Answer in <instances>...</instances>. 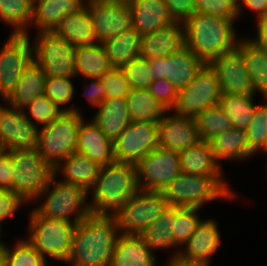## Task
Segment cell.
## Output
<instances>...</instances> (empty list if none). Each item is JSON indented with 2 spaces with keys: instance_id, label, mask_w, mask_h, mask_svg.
<instances>
[{
  "instance_id": "cell-1",
  "label": "cell",
  "mask_w": 267,
  "mask_h": 266,
  "mask_svg": "<svg viewBox=\"0 0 267 266\" xmlns=\"http://www.w3.org/2000/svg\"><path fill=\"white\" fill-rule=\"evenodd\" d=\"M118 231L114 214H89L75 226L66 261L73 266H110Z\"/></svg>"
},
{
  "instance_id": "cell-2",
  "label": "cell",
  "mask_w": 267,
  "mask_h": 266,
  "mask_svg": "<svg viewBox=\"0 0 267 266\" xmlns=\"http://www.w3.org/2000/svg\"><path fill=\"white\" fill-rule=\"evenodd\" d=\"M234 19L195 13L185 23V46L206 65L237 45Z\"/></svg>"
},
{
  "instance_id": "cell-3",
  "label": "cell",
  "mask_w": 267,
  "mask_h": 266,
  "mask_svg": "<svg viewBox=\"0 0 267 266\" xmlns=\"http://www.w3.org/2000/svg\"><path fill=\"white\" fill-rule=\"evenodd\" d=\"M136 165L118 162L100 167L94 184L91 214H115L138 191Z\"/></svg>"
},
{
  "instance_id": "cell-4",
  "label": "cell",
  "mask_w": 267,
  "mask_h": 266,
  "mask_svg": "<svg viewBox=\"0 0 267 266\" xmlns=\"http://www.w3.org/2000/svg\"><path fill=\"white\" fill-rule=\"evenodd\" d=\"M10 162L13 191L25 201L46 194L51 183H56L54 169L36 149L11 150Z\"/></svg>"
},
{
  "instance_id": "cell-5",
  "label": "cell",
  "mask_w": 267,
  "mask_h": 266,
  "mask_svg": "<svg viewBox=\"0 0 267 266\" xmlns=\"http://www.w3.org/2000/svg\"><path fill=\"white\" fill-rule=\"evenodd\" d=\"M82 121L80 113L64 112L38 131L36 150L53 169L76 151Z\"/></svg>"
},
{
  "instance_id": "cell-6",
  "label": "cell",
  "mask_w": 267,
  "mask_h": 266,
  "mask_svg": "<svg viewBox=\"0 0 267 266\" xmlns=\"http://www.w3.org/2000/svg\"><path fill=\"white\" fill-rule=\"evenodd\" d=\"M221 176L189 175L181 172L163 190L167 205L196 207L209 200L232 197Z\"/></svg>"
},
{
  "instance_id": "cell-7",
  "label": "cell",
  "mask_w": 267,
  "mask_h": 266,
  "mask_svg": "<svg viewBox=\"0 0 267 266\" xmlns=\"http://www.w3.org/2000/svg\"><path fill=\"white\" fill-rule=\"evenodd\" d=\"M167 207L163 191L138 189L114 214L122 235H140Z\"/></svg>"
},
{
  "instance_id": "cell-8",
  "label": "cell",
  "mask_w": 267,
  "mask_h": 266,
  "mask_svg": "<svg viewBox=\"0 0 267 266\" xmlns=\"http://www.w3.org/2000/svg\"><path fill=\"white\" fill-rule=\"evenodd\" d=\"M31 235L29 242L45 258L49 255L66 261L70 255L72 236L77 223L52 219L39 215L35 210L30 215Z\"/></svg>"
},
{
  "instance_id": "cell-9",
  "label": "cell",
  "mask_w": 267,
  "mask_h": 266,
  "mask_svg": "<svg viewBox=\"0 0 267 266\" xmlns=\"http://www.w3.org/2000/svg\"><path fill=\"white\" fill-rule=\"evenodd\" d=\"M223 96L218 76L209 65H204L193 81L179 90L175 113L196 117L208 108L219 105Z\"/></svg>"
},
{
  "instance_id": "cell-10",
  "label": "cell",
  "mask_w": 267,
  "mask_h": 266,
  "mask_svg": "<svg viewBox=\"0 0 267 266\" xmlns=\"http://www.w3.org/2000/svg\"><path fill=\"white\" fill-rule=\"evenodd\" d=\"M35 40L33 59L47 76L71 78L75 76L76 46L69 44L54 32H40Z\"/></svg>"
},
{
  "instance_id": "cell-11",
  "label": "cell",
  "mask_w": 267,
  "mask_h": 266,
  "mask_svg": "<svg viewBox=\"0 0 267 266\" xmlns=\"http://www.w3.org/2000/svg\"><path fill=\"white\" fill-rule=\"evenodd\" d=\"M135 165L138 188L145 190L163 191L181 173L179 152L159 146Z\"/></svg>"
},
{
  "instance_id": "cell-12",
  "label": "cell",
  "mask_w": 267,
  "mask_h": 266,
  "mask_svg": "<svg viewBox=\"0 0 267 266\" xmlns=\"http://www.w3.org/2000/svg\"><path fill=\"white\" fill-rule=\"evenodd\" d=\"M87 194L88 192L80 186L58 181L46 201L35 211L43 217L69 222V215L75 214L73 223H78L91 214L89 206L84 205Z\"/></svg>"
},
{
  "instance_id": "cell-13",
  "label": "cell",
  "mask_w": 267,
  "mask_h": 266,
  "mask_svg": "<svg viewBox=\"0 0 267 266\" xmlns=\"http://www.w3.org/2000/svg\"><path fill=\"white\" fill-rule=\"evenodd\" d=\"M87 11L91 18L97 43L132 28V14L128 0H90Z\"/></svg>"
},
{
  "instance_id": "cell-14",
  "label": "cell",
  "mask_w": 267,
  "mask_h": 266,
  "mask_svg": "<svg viewBox=\"0 0 267 266\" xmlns=\"http://www.w3.org/2000/svg\"><path fill=\"white\" fill-rule=\"evenodd\" d=\"M113 145L116 161L136 164L159 146L158 123L131 122Z\"/></svg>"
},
{
  "instance_id": "cell-15",
  "label": "cell",
  "mask_w": 267,
  "mask_h": 266,
  "mask_svg": "<svg viewBox=\"0 0 267 266\" xmlns=\"http://www.w3.org/2000/svg\"><path fill=\"white\" fill-rule=\"evenodd\" d=\"M26 34H12L0 52V94L4 100L13 92L24 68L33 59Z\"/></svg>"
},
{
  "instance_id": "cell-16",
  "label": "cell",
  "mask_w": 267,
  "mask_h": 266,
  "mask_svg": "<svg viewBox=\"0 0 267 266\" xmlns=\"http://www.w3.org/2000/svg\"><path fill=\"white\" fill-rule=\"evenodd\" d=\"M153 80L166 78L179 91L187 87L205 65L186 46L167 57L149 60Z\"/></svg>"
},
{
  "instance_id": "cell-17",
  "label": "cell",
  "mask_w": 267,
  "mask_h": 266,
  "mask_svg": "<svg viewBox=\"0 0 267 266\" xmlns=\"http://www.w3.org/2000/svg\"><path fill=\"white\" fill-rule=\"evenodd\" d=\"M11 108L0 106V145L5 151L36 149V124L21 109Z\"/></svg>"
},
{
  "instance_id": "cell-18",
  "label": "cell",
  "mask_w": 267,
  "mask_h": 266,
  "mask_svg": "<svg viewBox=\"0 0 267 266\" xmlns=\"http://www.w3.org/2000/svg\"><path fill=\"white\" fill-rule=\"evenodd\" d=\"M209 66L218 76L223 95H254L251 77L237 47L216 57Z\"/></svg>"
},
{
  "instance_id": "cell-19",
  "label": "cell",
  "mask_w": 267,
  "mask_h": 266,
  "mask_svg": "<svg viewBox=\"0 0 267 266\" xmlns=\"http://www.w3.org/2000/svg\"><path fill=\"white\" fill-rule=\"evenodd\" d=\"M158 127L159 147L165 149L181 152L201 141L194 117L176 113L173 116H164L158 122Z\"/></svg>"
},
{
  "instance_id": "cell-20",
  "label": "cell",
  "mask_w": 267,
  "mask_h": 266,
  "mask_svg": "<svg viewBox=\"0 0 267 266\" xmlns=\"http://www.w3.org/2000/svg\"><path fill=\"white\" fill-rule=\"evenodd\" d=\"M174 21L152 33L141 36L139 56L147 60L167 57L185 46L184 23Z\"/></svg>"
},
{
  "instance_id": "cell-21",
  "label": "cell",
  "mask_w": 267,
  "mask_h": 266,
  "mask_svg": "<svg viewBox=\"0 0 267 266\" xmlns=\"http://www.w3.org/2000/svg\"><path fill=\"white\" fill-rule=\"evenodd\" d=\"M128 2L132 14V27L141 36L174 22L165 0H128Z\"/></svg>"
},
{
  "instance_id": "cell-22",
  "label": "cell",
  "mask_w": 267,
  "mask_h": 266,
  "mask_svg": "<svg viewBox=\"0 0 267 266\" xmlns=\"http://www.w3.org/2000/svg\"><path fill=\"white\" fill-rule=\"evenodd\" d=\"M76 151L86 155L100 166L116 161L113 141L107 138L92 121L87 124L81 122Z\"/></svg>"
},
{
  "instance_id": "cell-23",
  "label": "cell",
  "mask_w": 267,
  "mask_h": 266,
  "mask_svg": "<svg viewBox=\"0 0 267 266\" xmlns=\"http://www.w3.org/2000/svg\"><path fill=\"white\" fill-rule=\"evenodd\" d=\"M216 222L213 220L201 221L195 232L187 240L186 251H181L178 255L184 260L193 261L203 265H208L210 255L217 251L220 245V233Z\"/></svg>"
},
{
  "instance_id": "cell-24",
  "label": "cell",
  "mask_w": 267,
  "mask_h": 266,
  "mask_svg": "<svg viewBox=\"0 0 267 266\" xmlns=\"http://www.w3.org/2000/svg\"><path fill=\"white\" fill-rule=\"evenodd\" d=\"M46 79L47 75L44 70L32 59L24 68L15 89L5 100L13 108H26L37 97L44 95Z\"/></svg>"
},
{
  "instance_id": "cell-25",
  "label": "cell",
  "mask_w": 267,
  "mask_h": 266,
  "mask_svg": "<svg viewBox=\"0 0 267 266\" xmlns=\"http://www.w3.org/2000/svg\"><path fill=\"white\" fill-rule=\"evenodd\" d=\"M110 266H155V259L139 235L119 234Z\"/></svg>"
},
{
  "instance_id": "cell-26",
  "label": "cell",
  "mask_w": 267,
  "mask_h": 266,
  "mask_svg": "<svg viewBox=\"0 0 267 266\" xmlns=\"http://www.w3.org/2000/svg\"><path fill=\"white\" fill-rule=\"evenodd\" d=\"M98 107L99 110L92 122L114 142L131 123L127 101L124 98L105 99Z\"/></svg>"
},
{
  "instance_id": "cell-27",
  "label": "cell",
  "mask_w": 267,
  "mask_h": 266,
  "mask_svg": "<svg viewBox=\"0 0 267 266\" xmlns=\"http://www.w3.org/2000/svg\"><path fill=\"white\" fill-rule=\"evenodd\" d=\"M84 6L83 0H34L33 20L40 32H53L65 15Z\"/></svg>"
},
{
  "instance_id": "cell-28",
  "label": "cell",
  "mask_w": 267,
  "mask_h": 266,
  "mask_svg": "<svg viewBox=\"0 0 267 266\" xmlns=\"http://www.w3.org/2000/svg\"><path fill=\"white\" fill-rule=\"evenodd\" d=\"M53 32L76 47L97 43L86 5L76 13L65 15Z\"/></svg>"
},
{
  "instance_id": "cell-29",
  "label": "cell",
  "mask_w": 267,
  "mask_h": 266,
  "mask_svg": "<svg viewBox=\"0 0 267 266\" xmlns=\"http://www.w3.org/2000/svg\"><path fill=\"white\" fill-rule=\"evenodd\" d=\"M179 160L183 173L201 176L221 175L210 141H200L198 144L179 152Z\"/></svg>"
},
{
  "instance_id": "cell-30",
  "label": "cell",
  "mask_w": 267,
  "mask_h": 266,
  "mask_svg": "<svg viewBox=\"0 0 267 266\" xmlns=\"http://www.w3.org/2000/svg\"><path fill=\"white\" fill-rule=\"evenodd\" d=\"M100 167L98 163L90 160L86 155L75 151L64 160L61 167L57 166L54 169V174L56 175L57 170L62 168L66 177L63 182L80 186L88 192L95 184Z\"/></svg>"
},
{
  "instance_id": "cell-31",
  "label": "cell",
  "mask_w": 267,
  "mask_h": 266,
  "mask_svg": "<svg viewBox=\"0 0 267 266\" xmlns=\"http://www.w3.org/2000/svg\"><path fill=\"white\" fill-rule=\"evenodd\" d=\"M112 65L103 44L77 46L75 50V73L86 77L102 78Z\"/></svg>"
},
{
  "instance_id": "cell-32",
  "label": "cell",
  "mask_w": 267,
  "mask_h": 266,
  "mask_svg": "<svg viewBox=\"0 0 267 266\" xmlns=\"http://www.w3.org/2000/svg\"><path fill=\"white\" fill-rule=\"evenodd\" d=\"M216 161L219 159H243L254 152L250 149L247 131L233 127L217 134L211 141Z\"/></svg>"
},
{
  "instance_id": "cell-33",
  "label": "cell",
  "mask_w": 267,
  "mask_h": 266,
  "mask_svg": "<svg viewBox=\"0 0 267 266\" xmlns=\"http://www.w3.org/2000/svg\"><path fill=\"white\" fill-rule=\"evenodd\" d=\"M141 35L132 27L103 43L112 67L122 68L140 53Z\"/></svg>"
},
{
  "instance_id": "cell-34",
  "label": "cell",
  "mask_w": 267,
  "mask_h": 266,
  "mask_svg": "<svg viewBox=\"0 0 267 266\" xmlns=\"http://www.w3.org/2000/svg\"><path fill=\"white\" fill-rule=\"evenodd\" d=\"M126 101L131 122L158 123L164 117L162 114L169 110L148 89H130Z\"/></svg>"
},
{
  "instance_id": "cell-35",
  "label": "cell",
  "mask_w": 267,
  "mask_h": 266,
  "mask_svg": "<svg viewBox=\"0 0 267 266\" xmlns=\"http://www.w3.org/2000/svg\"><path fill=\"white\" fill-rule=\"evenodd\" d=\"M236 47L242 52L254 93L258 90L267 98V53L249 40L238 41Z\"/></svg>"
},
{
  "instance_id": "cell-36",
  "label": "cell",
  "mask_w": 267,
  "mask_h": 266,
  "mask_svg": "<svg viewBox=\"0 0 267 266\" xmlns=\"http://www.w3.org/2000/svg\"><path fill=\"white\" fill-rule=\"evenodd\" d=\"M176 221V206L167 205L161 215L139 236L150 250L176 245L173 238V225Z\"/></svg>"
},
{
  "instance_id": "cell-37",
  "label": "cell",
  "mask_w": 267,
  "mask_h": 266,
  "mask_svg": "<svg viewBox=\"0 0 267 266\" xmlns=\"http://www.w3.org/2000/svg\"><path fill=\"white\" fill-rule=\"evenodd\" d=\"M253 95L224 94L219 105L231 119L233 127L247 130L254 118L256 105L252 102Z\"/></svg>"
},
{
  "instance_id": "cell-38",
  "label": "cell",
  "mask_w": 267,
  "mask_h": 266,
  "mask_svg": "<svg viewBox=\"0 0 267 266\" xmlns=\"http://www.w3.org/2000/svg\"><path fill=\"white\" fill-rule=\"evenodd\" d=\"M195 121L201 141H211L217 134L233 128L231 119L220 105L198 114Z\"/></svg>"
},
{
  "instance_id": "cell-39",
  "label": "cell",
  "mask_w": 267,
  "mask_h": 266,
  "mask_svg": "<svg viewBox=\"0 0 267 266\" xmlns=\"http://www.w3.org/2000/svg\"><path fill=\"white\" fill-rule=\"evenodd\" d=\"M34 0H0V17L14 26L12 34H26L25 27L33 20Z\"/></svg>"
},
{
  "instance_id": "cell-40",
  "label": "cell",
  "mask_w": 267,
  "mask_h": 266,
  "mask_svg": "<svg viewBox=\"0 0 267 266\" xmlns=\"http://www.w3.org/2000/svg\"><path fill=\"white\" fill-rule=\"evenodd\" d=\"M198 209L176 206V221L173 225V238L176 245L185 244L201 223L196 215Z\"/></svg>"
},
{
  "instance_id": "cell-41",
  "label": "cell",
  "mask_w": 267,
  "mask_h": 266,
  "mask_svg": "<svg viewBox=\"0 0 267 266\" xmlns=\"http://www.w3.org/2000/svg\"><path fill=\"white\" fill-rule=\"evenodd\" d=\"M45 261L28 240L19 241L12 251L6 247V266H46Z\"/></svg>"
},
{
  "instance_id": "cell-42",
  "label": "cell",
  "mask_w": 267,
  "mask_h": 266,
  "mask_svg": "<svg viewBox=\"0 0 267 266\" xmlns=\"http://www.w3.org/2000/svg\"><path fill=\"white\" fill-rule=\"evenodd\" d=\"M131 89H148L153 81L149 60L138 56L122 67Z\"/></svg>"
},
{
  "instance_id": "cell-43",
  "label": "cell",
  "mask_w": 267,
  "mask_h": 266,
  "mask_svg": "<svg viewBox=\"0 0 267 266\" xmlns=\"http://www.w3.org/2000/svg\"><path fill=\"white\" fill-rule=\"evenodd\" d=\"M241 12L238 0H196L195 13L235 19Z\"/></svg>"
},
{
  "instance_id": "cell-44",
  "label": "cell",
  "mask_w": 267,
  "mask_h": 266,
  "mask_svg": "<svg viewBox=\"0 0 267 266\" xmlns=\"http://www.w3.org/2000/svg\"><path fill=\"white\" fill-rule=\"evenodd\" d=\"M26 107L29 108V111L31 112L33 118L42 125L49 124L64 112L79 113V111L75 108L62 109L60 107L59 109V107L46 95L37 97Z\"/></svg>"
},
{
  "instance_id": "cell-45",
  "label": "cell",
  "mask_w": 267,
  "mask_h": 266,
  "mask_svg": "<svg viewBox=\"0 0 267 266\" xmlns=\"http://www.w3.org/2000/svg\"><path fill=\"white\" fill-rule=\"evenodd\" d=\"M246 131L250 149L254 153L265 147L267 142V104L256 105L254 118Z\"/></svg>"
},
{
  "instance_id": "cell-46",
  "label": "cell",
  "mask_w": 267,
  "mask_h": 266,
  "mask_svg": "<svg viewBox=\"0 0 267 266\" xmlns=\"http://www.w3.org/2000/svg\"><path fill=\"white\" fill-rule=\"evenodd\" d=\"M100 80L105 88V99H126L130 92L131 88L122 68L112 67Z\"/></svg>"
},
{
  "instance_id": "cell-47",
  "label": "cell",
  "mask_w": 267,
  "mask_h": 266,
  "mask_svg": "<svg viewBox=\"0 0 267 266\" xmlns=\"http://www.w3.org/2000/svg\"><path fill=\"white\" fill-rule=\"evenodd\" d=\"M74 87L68 77L47 76L44 95L58 107L68 103L73 97Z\"/></svg>"
},
{
  "instance_id": "cell-48",
  "label": "cell",
  "mask_w": 267,
  "mask_h": 266,
  "mask_svg": "<svg viewBox=\"0 0 267 266\" xmlns=\"http://www.w3.org/2000/svg\"><path fill=\"white\" fill-rule=\"evenodd\" d=\"M154 98L160 101L169 110L176 104L179 91L166 78L153 80L148 88Z\"/></svg>"
},
{
  "instance_id": "cell-49",
  "label": "cell",
  "mask_w": 267,
  "mask_h": 266,
  "mask_svg": "<svg viewBox=\"0 0 267 266\" xmlns=\"http://www.w3.org/2000/svg\"><path fill=\"white\" fill-rule=\"evenodd\" d=\"M196 0H165L168 12L174 21L185 23L195 14Z\"/></svg>"
},
{
  "instance_id": "cell-50",
  "label": "cell",
  "mask_w": 267,
  "mask_h": 266,
  "mask_svg": "<svg viewBox=\"0 0 267 266\" xmlns=\"http://www.w3.org/2000/svg\"><path fill=\"white\" fill-rule=\"evenodd\" d=\"M22 202H25V200L16 192L0 189V223L14 214Z\"/></svg>"
},
{
  "instance_id": "cell-51",
  "label": "cell",
  "mask_w": 267,
  "mask_h": 266,
  "mask_svg": "<svg viewBox=\"0 0 267 266\" xmlns=\"http://www.w3.org/2000/svg\"><path fill=\"white\" fill-rule=\"evenodd\" d=\"M0 189L13 191L10 151L5 150L0 155Z\"/></svg>"
},
{
  "instance_id": "cell-52",
  "label": "cell",
  "mask_w": 267,
  "mask_h": 266,
  "mask_svg": "<svg viewBox=\"0 0 267 266\" xmlns=\"http://www.w3.org/2000/svg\"><path fill=\"white\" fill-rule=\"evenodd\" d=\"M90 92L87 96L90 103L94 106H99L105 100V88L100 78H91Z\"/></svg>"
},
{
  "instance_id": "cell-53",
  "label": "cell",
  "mask_w": 267,
  "mask_h": 266,
  "mask_svg": "<svg viewBox=\"0 0 267 266\" xmlns=\"http://www.w3.org/2000/svg\"><path fill=\"white\" fill-rule=\"evenodd\" d=\"M258 36L255 40H249L267 53V14L258 17Z\"/></svg>"
},
{
  "instance_id": "cell-54",
  "label": "cell",
  "mask_w": 267,
  "mask_h": 266,
  "mask_svg": "<svg viewBox=\"0 0 267 266\" xmlns=\"http://www.w3.org/2000/svg\"><path fill=\"white\" fill-rule=\"evenodd\" d=\"M239 1V0H238ZM248 8L258 11V16L267 14V0H242Z\"/></svg>"
},
{
  "instance_id": "cell-55",
  "label": "cell",
  "mask_w": 267,
  "mask_h": 266,
  "mask_svg": "<svg viewBox=\"0 0 267 266\" xmlns=\"http://www.w3.org/2000/svg\"><path fill=\"white\" fill-rule=\"evenodd\" d=\"M167 266H206L189 260H184L178 254L171 258Z\"/></svg>"
},
{
  "instance_id": "cell-56",
  "label": "cell",
  "mask_w": 267,
  "mask_h": 266,
  "mask_svg": "<svg viewBox=\"0 0 267 266\" xmlns=\"http://www.w3.org/2000/svg\"><path fill=\"white\" fill-rule=\"evenodd\" d=\"M0 266H6V246L0 245Z\"/></svg>"
},
{
  "instance_id": "cell-57",
  "label": "cell",
  "mask_w": 267,
  "mask_h": 266,
  "mask_svg": "<svg viewBox=\"0 0 267 266\" xmlns=\"http://www.w3.org/2000/svg\"><path fill=\"white\" fill-rule=\"evenodd\" d=\"M262 150H264V152H265V151L267 152V142H266V144H265V147H264Z\"/></svg>"
},
{
  "instance_id": "cell-58",
  "label": "cell",
  "mask_w": 267,
  "mask_h": 266,
  "mask_svg": "<svg viewBox=\"0 0 267 266\" xmlns=\"http://www.w3.org/2000/svg\"><path fill=\"white\" fill-rule=\"evenodd\" d=\"M4 151V148L0 145V155Z\"/></svg>"
}]
</instances>
